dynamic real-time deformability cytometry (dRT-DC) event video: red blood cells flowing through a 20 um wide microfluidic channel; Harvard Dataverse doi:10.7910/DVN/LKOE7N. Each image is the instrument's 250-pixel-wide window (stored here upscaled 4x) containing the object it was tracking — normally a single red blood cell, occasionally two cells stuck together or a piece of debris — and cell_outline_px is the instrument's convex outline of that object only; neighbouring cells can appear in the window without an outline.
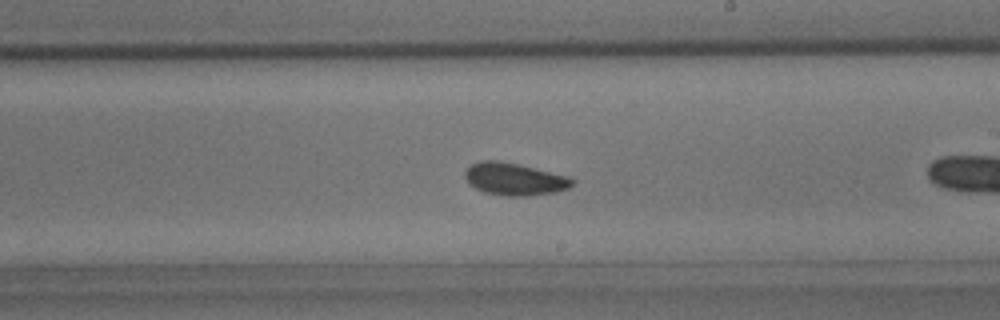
{"species": "common noctule bat (a hibernating species)", "species_latin": "Nyctalus noctula", "temperature_condition": "room temperature", "stored_images_in_passage": 21, "camera_frame_rate_fps": 3000, "um_per_image_px": 0.085, "animal": {"sex": "male", "body_mass_g": 15.6}, "frame": {"image": 1, "passage_image": 10, "time_ms": 3.0, "image_size_px": [1000, 320], "cell_outline_px": [[576, 180], [568, 188], [556, 192], [528, 196], [508, 196], [484, 192], [468, 184], [464, 176], [464, 172], [472, 164], [480, 160], [500, 160], [568, 176]], "centroid_in_image_um": [43.71, 15.22], "position_along_channel_um": 245.3, "area_um2": 20.23}}